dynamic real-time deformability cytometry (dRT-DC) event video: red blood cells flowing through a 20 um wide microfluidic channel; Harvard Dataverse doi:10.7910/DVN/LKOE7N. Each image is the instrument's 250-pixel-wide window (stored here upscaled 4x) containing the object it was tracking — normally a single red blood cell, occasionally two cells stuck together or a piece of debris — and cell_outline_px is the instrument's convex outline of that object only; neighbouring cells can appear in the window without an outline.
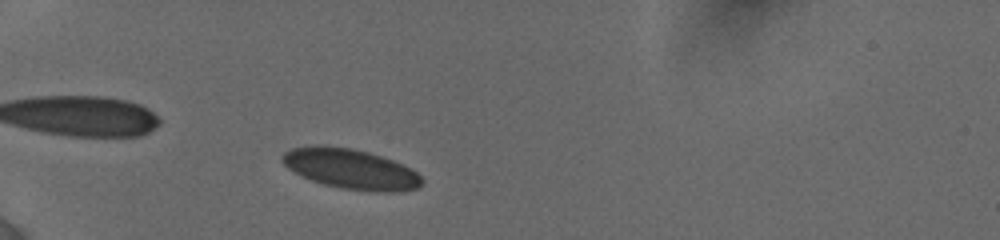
{"species": "human", "species_latin": "Homo sapiens", "temperature_condition": "cold", "stored_images_in_passage": 8, "camera_frame_rate_fps": 3000, "um_per_image_px": 0.085, "donor": {"sex": "female"}, "frame": {"image": 1, "passage_image": 2, "time_ms": 1.0, "image_size_px": [1000, 240], "cell_outline_px": [[424, 184], [420, 188], [400, 192], [368, 192], [340, 188], [324, 184], [312, 180], [288, 168], [280, 160], [280, 156], [284, 152], [292, 148], [316, 144], [352, 148], [368, 152], [392, 160], [416, 172], [424, 180]], "centroid_in_image_um": [29.83, 14.37], "position_along_channel_um": 55.2, "area_um2": 32.83}}
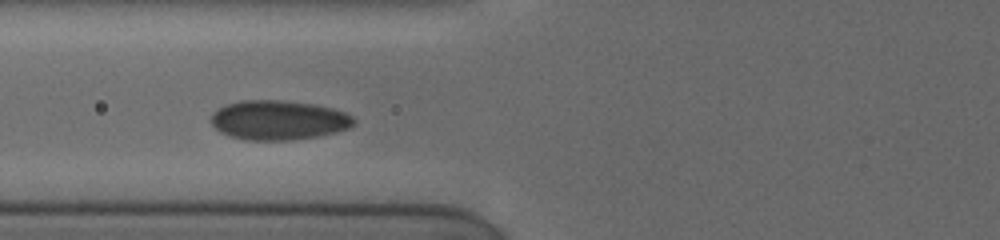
{"frame": {"image": 2, "passage_image": 5, "time_ms": 3.0, "image_size_px": [1000, 240], "cell_outline_px": [[356, 124], [348, 128], [336, 132], [316, 136], [292, 140], [244, 140], [228, 136], [220, 132], [212, 124], [212, 112], [224, 104], [240, 100], [284, 100], [312, 104], [332, 108], [344, 112], [352, 116], [356, 120]], "centroid_in_image_um": [23.65, 10.21], "position_along_channel_um": 102.1, "area_um2": 33.06}}
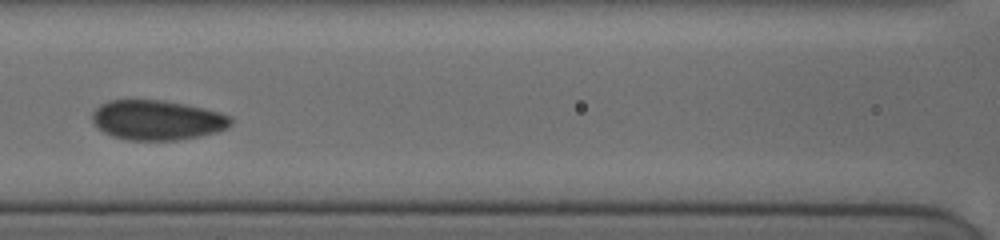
{"frame": {"image": 3, "passage_image": 7, "time_ms": 4.333, "image_size_px": [1000, 240], "cell_outline_px": [[232, 124], [228, 128], [216, 132], [200, 136], [176, 140], [128, 140], [112, 136], [104, 132], [92, 124], [92, 112], [100, 104], [108, 100], [164, 100], [204, 108], [220, 112], [232, 116]], "centroid_in_image_um": [13.36, 10.2], "position_along_channel_um": 153.2, "area_um2": 32.43}}